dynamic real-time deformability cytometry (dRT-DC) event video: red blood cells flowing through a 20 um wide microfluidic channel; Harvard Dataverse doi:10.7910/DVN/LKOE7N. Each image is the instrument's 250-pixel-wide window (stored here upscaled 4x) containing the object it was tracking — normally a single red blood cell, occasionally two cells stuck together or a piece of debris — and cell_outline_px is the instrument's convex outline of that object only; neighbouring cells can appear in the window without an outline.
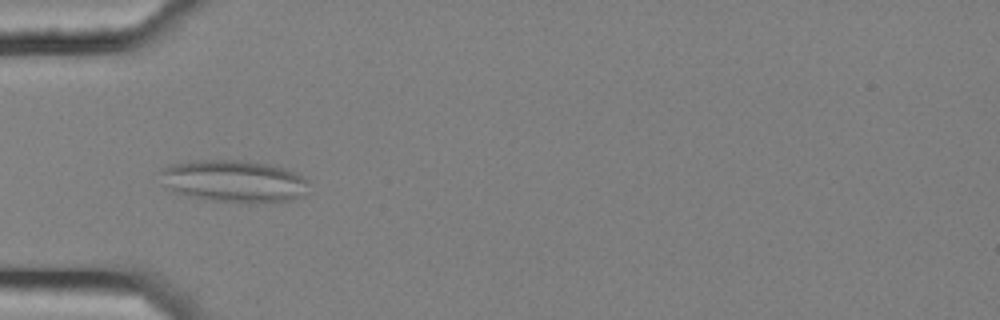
{"species": "common noctule bat (a hibernating species)", "species_latin": "Nyctalus noctula", "temperature_condition": "cold", "stored_images_in_passage": 6, "camera_frame_rate_fps": 3000, "um_per_image_px": 0.085, "animal": {"sex": "female", "body_mass_g": 25.1}, "frame": {"image": 1, "passage_image": 5, "time_ms": 1.333, "image_size_px": [1000, 320], "cell_outline_px": [[308, 192], [304, 196], [292, 200], [256, 204], [248, 204], [212, 200], [188, 196], [172, 192], [164, 184], [160, 172], [164, 168], [172, 164], [192, 160], [240, 160], [268, 164], [284, 168], [308, 180]], "centroid_in_image_um": [19.91, 15.42], "position_along_channel_um": 65.1, "area_um2": 36.88}}